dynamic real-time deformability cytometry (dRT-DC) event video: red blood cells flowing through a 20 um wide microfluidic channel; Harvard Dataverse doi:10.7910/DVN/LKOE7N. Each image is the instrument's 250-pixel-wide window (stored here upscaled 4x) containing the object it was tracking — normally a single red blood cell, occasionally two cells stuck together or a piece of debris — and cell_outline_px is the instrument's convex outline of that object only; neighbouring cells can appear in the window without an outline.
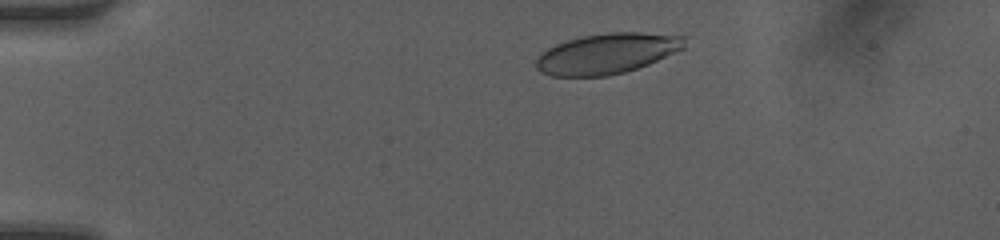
{"species": "human", "species_latin": "Homo sapiens", "temperature_condition": "room temperature", "stored_images_in_passage": 10, "camera_frame_rate_fps": 3000, "um_per_image_px": 0.085, "donor": {"sex": "female"}, "frame": {"image": 1, "passage_image": 3, "time_ms": 0.667, "image_size_px": [1000, 240], "cell_outline_px": [[688, 36], [684, 48], [648, 64], [624, 72], [608, 76], [552, 76], [540, 72], [536, 68], [536, 60], [548, 48], [556, 44], [580, 36], [612, 32], [640, 32]], "centroid_in_image_um": [51.62, 4.54], "position_along_channel_um": 33.4, "area_um2": 34.91}}
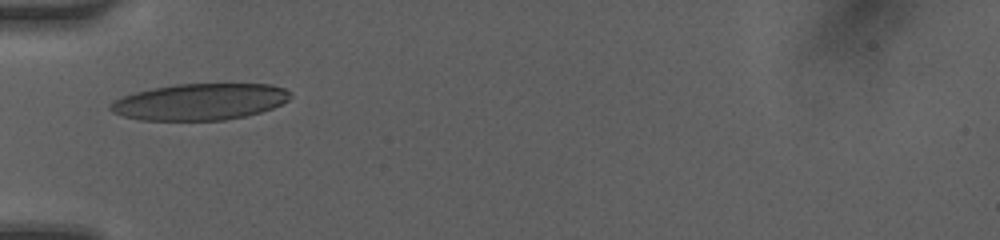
{"frame": {"image": 2, "passage_image": 7, "time_ms": 2.0, "image_size_px": [1000, 240], "cell_outline_px": [[292, 96], [288, 100], [272, 108], [260, 112], [244, 116], [224, 120], [140, 120], [124, 116], [112, 112], [108, 108], [108, 104], [124, 96], [136, 92], [152, 88], [176, 84], [272, 84], [284, 88]], "centroid_in_image_um": [16.98, 8.65], "position_along_channel_um": 68.0, "area_um2": 38.09}}
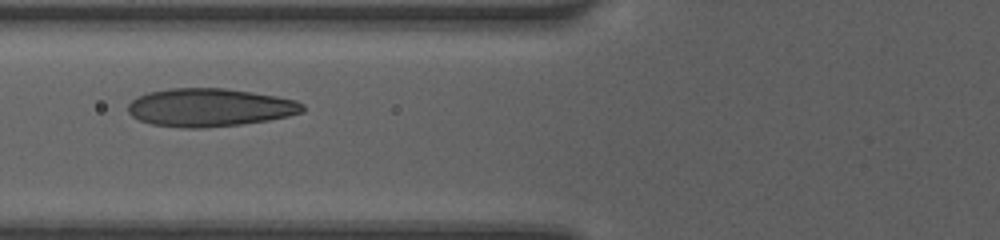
{"frame": {"image": 3, "passage_image": 9, "time_ms": 2.667, "image_size_px": [1000, 240], "cell_outline_px": [[304, 112], [288, 116], [268, 120], [240, 124], [200, 128], [184, 128], [152, 124], [140, 120], [132, 116], [128, 112], [128, 104], [132, 100], [148, 92], [172, 88], [224, 88], [252, 92], [276, 96], [296, 100], [304, 104]], "centroid_in_image_um": [17.84, 9.13], "position_along_channel_um": 108.0, "area_um2": 38.67}}